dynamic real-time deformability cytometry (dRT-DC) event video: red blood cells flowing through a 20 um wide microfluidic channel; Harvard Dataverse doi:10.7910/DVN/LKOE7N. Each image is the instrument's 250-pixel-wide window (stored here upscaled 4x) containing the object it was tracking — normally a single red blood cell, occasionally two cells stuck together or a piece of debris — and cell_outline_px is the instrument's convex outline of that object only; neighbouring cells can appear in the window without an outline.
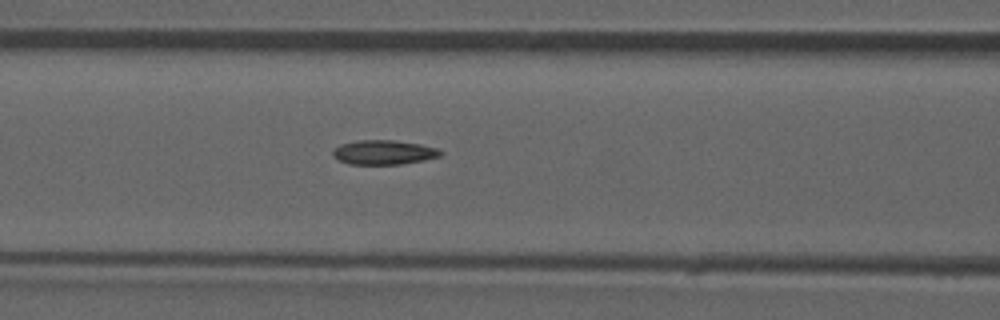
{"species": "common noctule bat (a hibernating species)", "species_latin": "Nyctalus noctula", "temperature_condition": "room temperature", "stored_images_in_passage": 52, "camera_frame_rate_fps": 3000, "um_per_image_px": 0.085, "animal": {"sex": "male", "forearm_length_mm": 52.5}, "frame": {"image": 1, "passage_image": 22, "time_ms": 7.0, "image_size_px": [1000, 320], "cell_outline_px": [[444, 152], [440, 156], [424, 160], [400, 164], [348, 164], [336, 160], [332, 156], [332, 152], [340, 144], [360, 140], [392, 140], [420, 144], [436, 148]], "centroid_in_image_um": [32.59, 12.95], "position_along_channel_um": 134.0, "area_um2": 15.32}}